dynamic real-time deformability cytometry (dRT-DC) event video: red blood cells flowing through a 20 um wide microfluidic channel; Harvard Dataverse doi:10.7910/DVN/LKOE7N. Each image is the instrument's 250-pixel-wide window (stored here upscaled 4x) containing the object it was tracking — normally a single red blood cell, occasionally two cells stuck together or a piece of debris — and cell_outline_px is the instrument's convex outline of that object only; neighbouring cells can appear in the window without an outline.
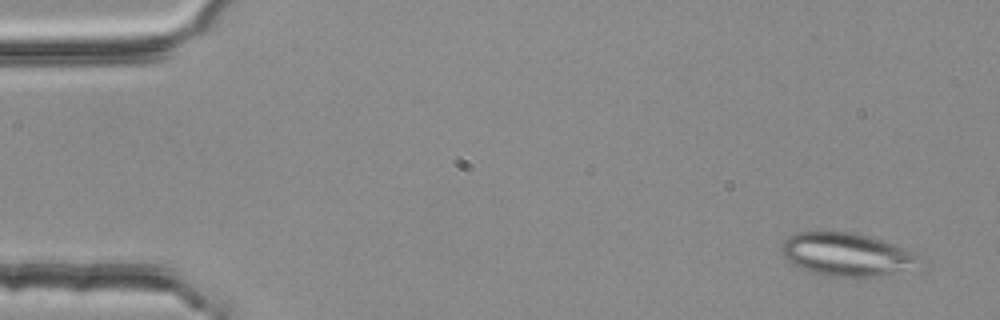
{"species": "common noctule bat (a hibernating species)", "species_latin": "Nyctalus noctula", "temperature_condition": "room temperature", "stored_images_in_passage": 5, "segment_of_instrument_passage": [1, 2], "camera_frame_rate_fps": 3000, "um_per_image_px": 0.085, "animal": {"sex": "female", "body_mass_g": 25.1}, "frame": {"image": 1, "passage_image": 1, "time_ms": 0.0, "image_size_px": [1000, 320], "cell_outline_px": [[924, 272], [856, 280], [824, 276], [800, 268], [792, 264], [784, 256], [784, 244], [792, 236], [800, 232], [852, 232], [884, 240], [904, 248], [912, 252], [916, 256]], "centroid_in_image_um": [72.19, 21.74], "position_along_channel_um": 12.8, "area_um2": 36.01}}